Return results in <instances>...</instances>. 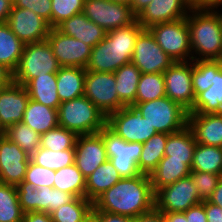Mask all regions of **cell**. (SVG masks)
Wrapping results in <instances>:
<instances>
[{
  "instance_id": "55",
  "label": "cell",
  "mask_w": 222,
  "mask_h": 222,
  "mask_svg": "<svg viewBox=\"0 0 222 222\" xmlns=\"http://www.w3.org/2000/svg\"><path fill=\"white\" fill-rule=\"evenodd\" d=\"M12 7H13V1L0 0V23L7 22V19L11 13Z\"/></svg>"
},
{
  "instance_id": "57",
  "label": "cell",
  "mask_w": 222,
  "mask_h": 222,
  "mask_svg": "<svg viewBox=\"0 0 222 222\" xmlns=\"http://www.w3.org/2000/svg\"><path fill=\"white\" fill-rule=\"evenodd\" d=\"M152 0H132L131 8L132 12L138 16L142 10L147 7Z\"/></svg>"
},
{
  "instance_id": "6",
  "label": "cell",
  "mask_w": 222,
  "mask_h": 222,
  "mask_svg": "<svg viewBox=\"0 0 222 222\" xmlns=\"http://www.w3.org/2000/svg\"><path fill=\"white\" fill-rule=\"evenodd\" d=\"M60 65L46 40L25 44L13 82L26 86L32 79L48 73H57Z\"/></svg>"
},
{
  "instance_id": "5",
  "label": "cell",
  "mask_w": 222,
  "mask_h": 222,
  "mask_svg": "<svg viewBox=\"0 0 222 222\" xmlns=\"http://www.w3.org/2000/svg\"><path fill=\"white\" fill-rule=\"evenodd\" d=\"M133 106L157 133H175L188 125V111L167 96Z\"/></svg>"
},
{
  "instance_id": "43",
  "label": "cell",
  "mask_w": 222,
  "mask_h": 222,
  "mask_svg": "<svg viewBox=\"0 0 222 222\" xmlns=\"http://www.w3.org/2000/svg\"><path fill=\"white\" fill-rule=\"evenodd\" d=\"M85 0H51V28H56L63 21L82 13Z\"/></svg>"
},
{
  "instance_id": "13",
  "label": "cell",
  "mask_w": 222,
  "mask_h": 222,
  "mask_svg": "<svg viewBox=\"0 0 222 222\" xmlns=\"http://www.w3.org/2000/svg\"><path fill=\"white\" fill-rule=\"evenodd\" d=\"M131 62L144 74L164 73L174 63L148 29L138 35Z\"/></svg>"
},
{
  "instance_id": "58",
  "label": "cell",
  "mask_w": 222,
  "mask_h": 222,
  "mask_svg": "<svg viewBox=\"0 0 222 222\" xmlns=\"http://www.w3.org/2000/svg\"><path fill=\"white\" fill-rule=\"evenodd\" d=\"M164 214L167 222H187L183 212H170Z\"/></svg>"
},
{
  "instance_id": "11",
  "label": "cell",
  "mask_w": 222,
  "mask_h": 222,
  "mask_svg": "<svg viewBox=\"0 0 222 222\" xmlns=\"http://www.w3.org/2000/svg\"><path fill=\"white\" fill-rule=\"evenodd\" d=\"M84 96L106 117L126 106L118 97L114 73L86 70Z\"/></svg>"
},
{
  "instance_id": "60",
  "label": "cell",
  "mask_w": 222,
  "mask_h": 222,
  "mask_svg": "<svg viewBox=\"0 0 222 222\" xmlns=\"http://www.w3.org/2000/svg\"><path fill=\"white\" fill-rule=\"evenodd\" d=\"M112 1L121 2V3L128 4V5H131V4H132V0H112Z\"/></svg>"
},
{
  "instance_id": "22",
  "label": "cell",
  "mask_w": 222,
  "mask_h": 222,
  "mask_svg": "<svg viewBox=\"0 0 222 222\" xmlns=\"http://www.w3.org/2000/svg\"><path fill=\"white\" fill-rule=\"evenodd\" d=\"M56 29L64 35L83 41L92 48L100 43L107 34L103 28L89 20L83 13L63 21Z\"/></svg>"
},
{
  "instance_id": "42",
  "label": "cell",
  "mask_w": 222,
  "mask_h": 222,
  "mask_svg": "<svg viewBox=\"0 0 222 222\" xmlns=\"http://www.w3.org/2000/svg\"><path fill=\"white\" fill-rule=\"evenodd\" d=\"M216 75V60L193 61L192 82L195 98L209 89Z\"/></svg>"
},
{
  "instance_id": "33",
  "label": "cell",
  "mask_w": 222,
  "mask_h": 222,
  "mask_svg": "<svg viewBox=\"0 0 222 222\" xmlns=\"http://www.w3.org/2000/svg\"><path fill=\"white\" fill-rule=\"evenodd\" d=\"M197 142L190 128L168 134L164 156H170V159L193 160L194 151Z\"/></svg>"
},
{
  "instance_id": "41",
  "label": "cell",
  "mask_w": 222,
  "mask_h": 222,
  "mask_svg": "<svg viewBox=\"0 0 222 222\" xmlns=\"http://www.w3.org/2000/svg\"><path fill=\"white\" fill-rule=\"evenodd\" d=\"M77 135L64 127L57 126L41 134L40 147L53 151L75 149Z\"/></svg>"
},
{
  "instance_id": "27",
  "label": "cell",
  "mask_w": 222,
  "mask_h": 222,
  "mask_svg": "<svg viewBox=\"0 0 222 222\" xmlns=\"http://www.w3.org/2000/svg\"><path fill=\"white\" fill-rule=\"evenodd\" d=\"M25 88L31 100L58 109L61 104L57 91L56 73H48L32 79Z\"/></svg>"
},
{
  "instance_id": "4",
  "label": "cell",
  "mask_w": 222,
  "mask_h": 222,
  "mask_svg": "<svg viewBox=\"0 0 222 222\" xmlns=\"http://www.w3.org/2000/svg\"><path fill=\"white\" fill-rule=\"evenodd\" d=\"M59 126L77 136L98 133L106 126L107 117L84 95L61 102L57 109Z\"/></svg>"
},
{
  "instance_id": "16",
  "label": "cell",
  "mask_w": 222,
  "mask_h": 222,
  "mask_svg": "<svg viewBox=\"0 0 222 222\" xmlns=\"http://www.w3.org/2000/svg\"><path fill=\"white\" fill-rule=\"evenodd\" d=\"M6 23L23 44L46 40L51 30L44 18L32 10L18 7H12Z\"/></svg>"
},
{
  "instance_id": "49",
  "label": "cell",
  "mask_w": 222,
  "mask_h": 222,
  "mask_svg": "<svg viewBox=\"0 0 222 222\" xmlns=\"http://www.w3.org/2000/svg\"><path fill=\"white\" fill-rule=\"evenodd\" d=\"M133 222H167L165 214L156 207L133 218Z\"/></svg>"
},
{
  "instance_id": "34",
  "label": "cell",
  "mask_w": 222,
  "mask_h": 222,
  "mask_svg": "<svg viewBox=\"0 0 222 222\" xmlns=\"http://www.w3.org/2000/svg\"><path fill=\"white\" fill-rule=\"evenodd\" d=\"M191 171L218 174L222 177V147L197 143Z\"/></svg>"
},
{
  "instance_id": "12",
  "label": "cell",
  "mask_w": 222,
  "mask_h": 222,
  "mask_svg": "<svg viewBox=\"0 0 222 222\" xmlns=\"http://www.w3.org/2000/svg\"><path fill=\"white\" fill-rule=\"evenodd\" d=\"M201 202L190 176L179 179L155 193V207L163 213L185 212Z\"/></svg>"
},
{
  "instance_id": "7",
  "label": "cell",
  "mask_w": 222,
  "mask_h": 222,
  "mask_svg": "<svg viewBox=\"0 0 222 222\" xmlns=\"http://www.w3.org/2000/svg\"><path fill=\"white\" fill-rule=\"evenodd\" d=\"M148 30L154 36L159 47L173 62L192 60L190 36L186 18L154 24L150 26Z\"/></svg>"
},
{
  "instance_id": "8",
  "label": "cell",
  "mask_w": 222,
  "mask_h": 222,
  "mask_svg": "<svg viewBox=\"0 0 222 222\" xmlns=\"http://www.w3.org/2000/svg\"><path fill=\"white\" fill-rule=\"evenodd\" d=\"M104 141L108 159L121 178L135 177L140 173L137 163L142 152V143L126 142L107 126L98 132Z\"/></svg>"
},
{
  "instance_id": "20",
  "label": "cell",
  "mask_w": 222,
  "mask_h": 222,
  "mask_svg": "<svg viewBox=\"0 0 222 222\" xmlns=\"http://www.w3.org/2000/svg\"><path fill=\"white\" fill-rule=\"evenodd\" d=\"M190 10L187 0H152L137 16V21L148 29L154 24L186 18Z\"/></svg>"
},
{
  "instance_id": "1",
  "label": "cell",
  "mask_w": 222,
  "mask_h": 222,
  "mask_svg": "<svg viewBox=\"0 0 222 222\" xmlns=\"http://www.w3.org/2000/svg\"><path fill=\"white\" fill-rule=\"evenodd\" d=\"M155 207V193L150 177L139 174L121 178L93 201V210L135 218Z\"/></svg>"
},
{
  "instance_id": "26",
  "label": "cell",
  "mask_w": 222,
  "mask_h": 222,
  "mask_svg": "<svg viewBox=\"0 0 222 222\" xmlns=\"http://www.w3.org/2000/svg\"><path fill=\"white\" fill-rule=\"evenodd\" d=\"M22 122L41 135L59 126L57 109L30 99Z\"/></svg>"
},
{
  "instance_id": "29",
  "label": "cell",
  "mask_w": 222,
  "mask_h": 222,
  "mask_svg": "<svg viewBox=\"0 0 222 222\" xmlns=\"http://www.w3.org/2000/svg\"><path fill=\"white\" fill-rule=\"evenodd\" d=\"M52 189L45 186L34 188L25 181L19 183L16 190L23 213L35 211L46 213L49 210V192Z\"/></svg>"
},
{
  "instance_id": "9",
  "label": "cell",
  "mask_w": 222,
  "mask_h": 222,
  "mask_svg": "<svg viewBox=\"0 0 222 222\" xmlns=\"http://www.w3.org/2000/svg\"><path fill=\"white\" fill-rule=\"evenodd\" d=\"M82 13L106 32L131 25L137 20L131 5L112 0H85Z\"/></svg>"
},
{
  "instance_id": "39",
  "label": "cell",
  "mask_w": 222,
  "mask_h": 222,
  "mask_svg": "<svg viewBox=\"0 0 222 222\" xmlns=\"http://www.w3.org/2000/svg\"><path fill=\"white\" fill-rule=\"evenodd\" d=\"M75 149H66L63 151H53L40 147L30 160L36 165L57 171L63 167L74 164Z\"/></svg>"
},
{
  "instance_id": "40",
  "label": "cell",
  "mask_w": 222,
  "mask_h": 222,
  "mask_svg": "<svg viewBox=\"0 0 222 222\" xmlns=\"http://www.w3.org/2000/svg\"><path fill=\"white\" fill-rule=\"evenodd\" d=\"M92 209L93 202L91 200L75 197L50 215L53 222H83Z\"/></svg>"
},
{
  "instance_id": "31",
  "label": "cell",
  "mask_w": 222,
  "mask_h": 222,
  "mask_svg": "<svg viewBox=\"0 0 222 222\" xmlns=\"http://www.w3.org/2000/svg\"><path fill=\"white\" fill-rule=\"evenodd\" d=\"M24 45L6 22L0 23V64L14 72L18 67Z\"/></svg>"
},
{
  "instance_id": "38",
  "label": "cell",
  "mask_w": 222,
  "mask_h": 222,
  "mask_svg": "<svg viewBox=\"0 0 222 222\" xmlns=\"http://www.w3.org/2000/svg\"><path fill=\"white\" fill-rule=\"evenodd\" d=\"M166 96L163 73H141L136 93V103H143Z\"/></svg>"
},
{
  "instance_id": "17",
  "label": "cell",
  "mask_w": 222,
  "mask_h": 222,
  "mask_svg": "<svg viewBox=\"0 0 222 222\" xmlns=\"http://www.w3.org/2000/svg\"><path fill=\"white\" fill-rule=\"evenodd\" d=\"M30 156L7 136L0 135V182L17 186L25 178Z\"/></svg>"
},
{
  "instance_id": "10",
  "label": "cell",
  "mask_w": 222,
  "mask_h": 222,
  "mask_svg": "<svg viewBox=\"0 0 222 222\" xmlns=\"http://www.w3.org/2000/svg\"><path fill=\"white\" fill-rule=\"evenodd\" d=\"M106 126L126 142L145 143L157 131L133 106L127 105L107 116Z\"/></svg>"
},
{
  "instance_id": "36",
  "label": "cell",
  "mask_w": 222,
  "mask_h": 222,
  "mask_svg": "<svg viewBox=\"0 0 222 222\" xmlns=\"http://www.w3.org/2000/svg\"><path fill=\"white\" fill-rule=\"evenodd\" d=\"M16 186L0 182V222H22Z\"/></svg>"
},
{
  "instance_id": "19",
  "label": "cell",
  "mask_w": 222,
  "mask_h": 222,
  "mask_svg": "<svg viewBox=\"0 0 222 222\" xmlns=\"http://www.w3.org/2000/svg\"><path fill=\"white\" fill-rule=\"evenodd\" d=\"M29 100L28 91L21 84L12 82L0 88V127L3 131L22 122Z\"/></svg>"
},
{
  "instance_id": "61",
  "label": "cell",
  "mask_w": 222,
  "mask_h": 222,
  "mask_svg": "<svg viewBox=\"0 0 222 222\" xmlns=\"http://www.w3.org/2000/svg\"><path fill=\"white\" fill-rule=\"evenodd\" d=\"M3 134H4V131L0 127V135H3Z\"/></svg>"
},
{
  "instance_id": "46",
  "label": "cell",
  "mask_w": 222,
  "mask_h": 222,
  "mask_svg": "<svg viewBox=\"0 0 222 222\" xmlns=\"http://www.w3.org/2000/svg\"><path fill=\"white\" fill-rule=\"evenodd\" d=\"M13 7L29 9L49 22L51 26V0H14Z\"/></svg>"
},
{
  "instance_id": "15",
  "label": "cell",
  "mask_w": 222,
  "mask_h": 222,
  "mask_svg": "<svg viewBox=\"0 0 222 222\" xmlns=\"http://www.w3.org/2000/svg\"><path fill=\"white\" fill-rule=\"evenodd\" d=\"M47 41L60 67L85 68L89 62L92 47L83 41L64 35L56 28H51Z\"/></svg>"
},
{
  "instance_id": "37",
  "label": "cell",
  "mask_w": 222,
  "mask_h": 222,
  "mask_svg": "<svg viewBox=\"0 0 222 222\" xmlns=\"http://www.w3.org/2000/svg\"><path fill=\"white\" fill-rule=\"evenodd\" d=\"M4 135L11 142L17 144L30 157L40 148L41 135L23 122L9 127L4 131Z\"/></svg>"
},
{
  "instance_id": "30",
  "label": "cell",
  "mask_w": 222,
  "mask_h": 222,
  "mask_svg": "<svg viewBox=\"0 0 222 222\" xmlns=\"http://www.w3.org/2000/svg\"><path fill=\"white\" fill-rule=\"evenodd\" d=\"M140 75L141 71L132 62L114 72L118 97L126 106L136 103Z\"/></svg>"
},
{
  "instance_id": "18",
  "label": "cell",
  "mask_w": 222,
  "mask_h": 222,
  "mask_svg": "<svg viewBox=\"0 0 222 222\" xmlns=\"http://www.w3.org/2000/svg\"><path fill=\"white\" fill-rule=\"evenodd\" d=\"M74 160L85 178L91 175L108 160L102 136L99 133L77 136Z\"/></svg>"
},
{
  "instance_id": "25",
  "label": "cell",
  "mask_w": 222,
  "mask_h": 222,
  "mask_svg": "<svg viewBox=\"0 0 222 222\" xmlns=\"http://www.w3.org/2000/svg\"><path fill=\"white\" fill-rule=\"evenodd\" d=\"M188 113H222V60H216V75L211 87L200 93Z\"/></svg>"
},
{
  "instance_id": "47",
  "label": "cell",
  "mask_w": 222,
  "mask_h": 222,
  "mask_svg": "<svg viewBox=\"0 0 222 222\" xmlns=\"http://www.w3.org/2000/svg\"><path fill=\"white\" fill-rule=\"evenodd\" d=\"M75 197L68 192L52 189L49 192V210L46 212L49 215L57 210L62 205L68 204L71 202Z\"/></svg>"
},
{
  "instance_id": "21",
  "label": "cell",
  "mask_w": 222,
  "mask_h": 222,
  "mask_svg": "<svg viewBox=\"0 0 222 222\" xmlns=\"http://www.w3.org/2000/svg\"><path fill=\"white\" fill-rule=\"evenodd\" d=\"M187 126L197 143L222 147V113H189Z\"/></svg>"
},
{
  "instance_id": "3",
  "label": "cell",
  "mask_w": 222,
  "mask_h": 222,
  "mask_svg": "<svg viewBox=\"0 0 222 222\" xmlns=\"http://www.w3.org/2000/svg\"><path fill=\"white\" fill-rule=\"evenodd\" d=\"M186 20L192 61L222 60V13L220 10L191 9Z\"/></svg>"
},
{
  "instance_id": "56",
  "label": "cell",
  "mask_w": 222,
  "mask_h": 222,
  "mask_svg": "<svg viewBox=\"0 0 222 222\" xmlns=\"http://www.w3.org/2000/svg\"><path fill=\"white\" fill-rule=\"evenodd\" d=\"M208 201L222 207V177L218 181V184Z\"/></svg>"
},
{
  "instance_id": "14",
  "label": "cell",
  "mask_w": 222,
  "mask_h": 222,
  "mask_svg": "<svg viewBox=\"0 0 222 222\" xmlns=\"http://www.w3.org/2000/svg\"><path fill=\"white\" fill-rule=\"evenodd\" d=\"M193 61L174 62L164 73L166 96L188 112L195 102L192 82Z\"/></svg>"
},
{
  "instance_id": "51",
  "label": "cell",
  "mask_w": 222,
  "mask_h": 222,
  "mask_svg": "<svg viewBox=\"0 0 222 222\" xmlns=\"http://www.w3.org/2000/svg\"><path fill=\"white\" fill-rule=\"evenodd\" d=\"M205 212L207 215V222H222V207L206 200Z\"/></svg>"
},
{
  "instance_id": "2",
  "label": "cell",
  "mask_w": 222,
  "mask_h": 222,
  "mask_svg": "<svg viewBox=\"0 0 222 222\" xmlns=\"http://www.w3.org/2000/svg\"><path fill=\"white\" fill-rule=\"evenodd\" d=\"M144 30L136 20L133 24L113 29L92 48L87 71L114 73L130 63L138 35Z\"/></svg>"
},
{
  "instance_id": "23",
  "label": "cell",
  "mask_w": 222,
  "mask_h": 222,
  "mask_svg": "<svg viewBox=\"0 0 222 222\" xmlns=\"http://www.w3.org/2000/svg\"><path fill=\"white\" fill-rule=\"evenodd\" d=\"M193 160L170 159L164 156L158 166L149 174L154 193L190 175Z\"/></svg>"
},
{
  "instance_id": "44",
  "label": "cell",
  "mask_w": 222,
  "mask_h": 222,
  "mask_svg": "<svg viewBox=\"0 0 222 222\" xmlns=\"http://www.w3.org/2000/svg\"><path fill=\"white\" fill-rule=\"evenodd\" d=\"M196 187L201 201L208 200L216 188L221 176L200 171H191L189 175Z\"/></svg>"
},
{
  "instance_id": "54",
  "label": "cell",
  "mask_w": 222,
  "mask_h": 222,
  "mask_svg": "<svg viewBox=\"0 0 222 222\" xmlns=\"http://www.w3.org/2000/svg\"><path fill=\"white\" fill-rule=\"evenodd\" d=\"M13 82V72L0 64V88H4Z\"/></svg>"
},
{
  "instance_id": "48",
  "label": "cell",
  "mask_w": 222,
  "mask_h": 222,
  "mask_svg": "<svg viewBox=\"0 0 222 222\" xmlns=\"http://www.w3.org/2000/svg\"><path fill=\"white\" fill-rule=\"evenodd\" d=\"M187 222H207V215L205 212V201L196 204L183 212Z\"/></svg>"
},
{
  "instance_id": "45",
  "label": "cell",
  "mask_w": 222,
  "mask_h": 222,
  "mask_svg": "<svg viewBox=\"0 0 222 222\" xmlns=\"http://www.w3.org/2000/svg\"><path fill=\"white\" fill-rule=\"evenodd\" d=\"M55 171L36 165L29 161L23 181L29 183L34 188L39 186L51 187L54 184Z\"/></svg>"
},
{
  "instance_id": "24",
  "label": "cell",
  "mask_w": 222,
  "mask_h": 222,
  "mask_svg": "<svg viewBox=\"0 0 222 222\" xmlns=\"http://www.w3.org/2000/svg\"><path fill=\"white\" fill-rule=\"evenodd\" d=\"M86 69L81 67H60L56 73L57 91L60 102L84 95Z\"/></svg>"
},
{
  "instance_id": "28",
  "label": "cell",
  "mask_w": 222,
  "mask_h": 222,
  "mask_svg": "<svg viewBox=\"0 0 222 222\" xmlns=\"http://www.w3.org/2000/svg\"><path fill=\"white\" fill-rule=\"evenodd\" d=\"M121 179L117 169L108 159L86 178L85 198L92 202Z\"/></svg>"
},
{
  "instance_id": "50",
  "label": "cell",
  "mask_w": 222,
  "mask_h": 222,
  "mask_svg": "<svg viewBox=\"0 0 222 222\" xmlns=\"http://www.w3.org/2000/svg\"><path fill=\"white\" fill-rule=\"evenodd\" d=\"M190 9H218L222 0H187Z\"/></svg>"
},
{
  "instance_id": "52",
  "label": "cell",
  "mask_w": 222,
  "mask_h": 222,
  "mask_svg": "<svg viewBox=\"0 0 222 222\" xmlns=\"http://www.w3.org/2000/svg\"><path fill=\"white\" fill-rule=\"evenodd\" d=\"M22 222H53L51 215L45 212H28L23 214Z\"/></svg>"
},
{
  "instance_id": "59",
  "label": "cell",
  "mask_w": 222,
  "mask_h": 222,
  "mask_svg": "<svg viewBox=\"0 0 222 222\" xmlns=\"http://www.w3.org/2000/svg\"><path fill=\"white\" fill-rule=\"evenodd\" d=\"M83 222H102V218L92 209Z\"/></svg>"
},
{
  "instance_id": "32",
  "label": "cell",
  "mask_w": 222,
  "mask_h": 222,
  "mask_svg": "<svg viewBox=\"0 0 222 222\" xmlns=\"http://www.w3.org/2000/svg\"><path fill=\"white\" fill-rule=\"evenodd\" d=\"M168 134L157 133L142 143V152L137 167L140 173L149 175L164 157Z\"/></svg>"
},
{
  "instance_id": "53",
  "label": "cell",
  "mask_w": 222,
  "mask_h": 222,
  "mask_svg": "<svg viewBox=\"0 0 222 222\" xmlns=\"http://www.w3.org/2000/svg\"><path fill=\"white\" fill-rule=\"evenodd\" d=\"M101 218L102 222H133V218L125 215L113 214L108 212L95 211Z\"/></svg>"
},
{
  "instance_id": "35",
  "label": "cell",
  "mask_w": 222,
  "mask_h": 222,
  "mask_svg": "<svg viewBox=\"0 0 222 222\" xmlns=\"http://www.w3.org/2000/svg\"><path fill=\"white\" fill-rule=\"evenodd\" d=\"M53 188L85 198L86 178L74 163L55 171Z\"/></svg>"
}]
</instances>
